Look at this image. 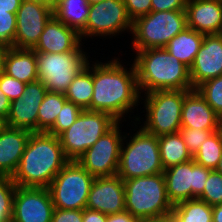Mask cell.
I'll return each mask as SVG.
<instances>
[{"mask_svg":"<svg viewBox=\"0 0 222 222\" xmlns=\"http://www.w3.org/2000/svg\"><path fill=\"white\" fill-rule=\"evenodd\" d=\"M29 1L39 2L48 6V0H29Z\"/></svg>","mask_w":222,"mask_h":222,"instance_id":"f5cc1de1","label":"cell"},{"mask_svg":"<svg viewBox=\"0 0 222 222\" xmlns=\"http://www.w3.org/2000/svg\"><path fill=\"white\" fill-rule=\"evenodd\" d=\"M193 89L204 82L222 76V37L205 34L199 51L189 68Z\"/></svg>","mask_w":222,"mask_h":222,"instance_id":"ac0fdd59","label":"cell"},{"mask_svg":"<svg viewBox=\"0 0 222 222\" xmlns=\"http://www.w3.org/2000/svg\"><path fill=\"white\" fill-rule=\"evenodd\" d=\"M212 222H222V203L212 206Z\"/></svg>","mask_w":222,"mask_h":222,"instance_id":"bcb514c9","label":"cell"},{"mask_svg":"<svg viewBox=\"0 0 222 222\" xmlns=\"http://www.w3.org/2000/svg\"><path fill=\"white\" fill-rule=\"evenodd\" d=\"M119 58L114 56L104 63L98 59L93 61L91 110L106 112L119 122H126L125 117L129 116L131 123H134L138 114L131 116V113H134L136 108L138 110V106L141 105L138 104L141 102V94L138 89L136 68L131 60L132 64L128 63L130 68H127L128 64L125 67V63L122 62L124 60L120 62Z\"/></svg>","mask_w":222,"mask_h":222,"instance_id":"6da1fadb","label":"cell"},{"mask_svg":"<svg viewBox=\"0 0 222 222\" xmlns=\"http://www.w3.org/2000/svg\"><path fill=\"white\" fill-rule=\"evenodd\" d=\"M84 43L75 29L69 28L53 15L33 50L42 53H67L81 51L85 47Z\"/></svg>","mask_w":222,"mask_h":222,"instance_id":"d6986e66","label":"cell"},{"mask_svg":"<svg viewBox=\"0 0 222 222\" xmlns=\"http://www.w3.org/2000/svg\"><path fill=\"white\" fill-rule=\"evenodd\" d=\"M187 28L185 10L151 11L133 21L131 49L136 51L164 48L169 41Z\"/></svg>","mask_w":222,"mask_h":222,"instance_id":"52a82bcc","label":"cell"},{"mask_svg":"<svg viewBox=\"0 0 222 222\" xmlns=\"http://www.w3.org/2000/svg\"><path fill=\"white\" fill-rule=\"evenodd\" d=\"M89 9L87 0H62L53 8V15L80 34L86 27Z\"/></svg>","mask_w":222,"mask_h":222,"instance_id":"4316f807","label":"cell"},{"mask_svg":"<svg viewBox=\"0 0 222 222\" xmlns=\"http://www.w3.org/2000/svg\"><path fill=\"white\" fill-rule=\"evenodd\" d=\"M220 116L205 101L197 89L184 96L181 112V127L218 131Z\"/></svg>","mask_w":222,"mask_h":222,"instance_id":"ffe728a7","label":"cell"},{"mask_svg":"<svg viewBox=\"0 0 222 222\" xmlns=\"http://www.w3.org/2000/svg\"><path fill=\"white\" fill-rule=\"evenodd\" d=\"M132 62L137 73L141 95L156 90L193 89L189 68L165 48H150L135 52Z\"/></svg>","mask_w":222,"mask_h":222,"instance_id":"3957f363","label":"cell"},{"mask_svg":"<svg viewBox=\"0 0 222 222\" xmlns=\"http://www.w3.org/2000/svg\"><path fill=\"white\" fill-rule=\"evenodd\" d=\"M187 27L203 34H218L222 26V2L187 0Z\"/></svg>","mask_w":222,"mask_h":222,"instance_id":"44dd1931","label":"cell"},{"mask_svg":"<svg viewBox=\"0 0 222 222\" xmlns=\"http://www.w3.org/2000/svg\"><path fill=\"white\" fill-rule=\"evenodd\" d=\"M9 47L0 43V74L4 72V60Z\"/></svg>","mask_w":222,"mask_h":222,"instance_id":"7dc6e473","label":"cell"},{"mask_svg":"<svg viewBox=\"0 0 222 222\" xmlns=\"http://www.w3.org/2000/svg\"><path fill=\"white\" fill-rule=\"evenodd\" d=\"M82 109L73 102L66 101L59 112L54 125L47 131L51 135L58 137L67 130L77 119Z\"/></svg>","mask_w":222,"mask_h":222,"instance_id":"d6a6232c","label":"cell"},{"mask_svg":"<svg viewBox=\"0 0 222 222\" xmlns=\"http://www.w3.org/2000/svg\"><path fill=\"white\" fill-rule=\"evenodd\" d=\"M218 131L221 133V136H222V116H221L220 119H219V128H218Z\"/></svg>","mask_w":222,"mask_h":222,"instance_id":"816d5d0a","label":"cell"},{"mask_svg":"<svg viewBox=\"0 0 222 222\" xmlns=\"http://www.w3.org/2000/svg\"><path fill=\"white\" fill-rule=\"evenodd\" d=\"M68 162L58 137L47 132H34L11 178L16 186L48 188Z\"/></svg>","mask_w":222,"mask_h":222,"instance_id":"7a4b0ae2","label":"cell"},{"mask_svg":"<svg viewBox=\"0 0 222 222\" xmlns=\"http://www.w3.org/2000/svg\"><path fill=\"white\" fill-rule=\"evenodd\" d=\"M22 0H0V11L17 13Z\"/></svg>","mask_w":222,"mask_h":222,"instance_id":"7bdbcfd3","label":"cell"},{"mask_svg":"<svg viewBox=\"0 0 222 222\" xmlns=\"http://www.w3.org/2000/svg\"><path fill=\"white\" fill-rule=\"evenodd\" d=\"M88 54L85 47L67 53L36 52L38 80L48 91L64 94L73 78L90 60Z\"/></svg>","mask_w":222,"mask_h":222,"instance_id":"9c48e42d","label":"cell"},{"mask_svg":"<svg viewBox=\"0 0 222 222\" xmlns=\"http://www.w3.org/2000/svg\"><path fill=\"white\" fill-rule=\"evenodd\" d=\"M187 0H151V11L185 10Z\"/></svg>","mask_w":222,"mask_h":222,"instance_id":"f35d334b","label":"cell"},{"mask_svg":"<svg viewBox=\"0 0 222 222\" xmlns=\"http://www.w3.org/2000/svg\"><path fill=\"white\" fill-rule=\"evenodd\" d=\"M204 35L187 27L174 36L164 48L190 68L202 44Z\"/></svg>","mask_w":222,"mask_h":222,"instance_id":"cb8c5ba5","label":"cell"},{"mask_svg":"<svg viewBox=\"0 0 222 222\" xmlns=\"http://www.w3.org/2000/svg\"><path fill=\"white\" fill-rule=\"evenodd\" d=\"M124 134L117 175L122 180L162 173L164 171L158 136L152 135L134 122ZM135 125V127H134ZM136 128V129H135ZM138 129V130H137ZM135 133H133V132Z\"/></svg>","mask_w":222,"mask_h":222,"instance_id":"277c9868","label":"cell"},{"mask_svg":"<svg viewBox=\"0 0 222 222\" xmlns=\"http://www.w3.org/2000/svg\"><path fill=\"white\" fill-rule=\"evenodd\" d=\"M91 60L93 59L91 58L86 66L73 78L64 93L67 101L73 102L82 110H91L93 96V61Z\"/></svg>","mask_w":222,"mask_h":222,"instance_id":"d4e9b609","label":"cell"},{"mask_svg":"<svg viewBox=\"0 0 222 222\" xmlns=\"http://www.w3.org/2000/svg\"><path fill=\"white\" fill-rule=\"evenodd\" d=\"M140 222H177L174 214L171 212L166 215L158 216V217H151L140 220Z\"/></svg>","mask_w":222,"mask_h":222,"instance_id":"f6af8a7d","label":"cell"},{"mask_svg":"<svg viewBox=\"0 0 222 222\" xmlns=\"http://www.w3.org/2000/svg\"><path fill=\"white\" fill-rule=\"evenodd\" d=\"M222 156V136L219 131L213 132L201 144L193 155V160L205 168L216 170Z\"/></svg>","mask_w":222,"mask_h":222,"instance_id":"f546056e","label":"cell"},{"mask_svg":"<svg viewBox=\"0 0 222 222\" xmlns=\"http://www.w3.org/2000/svg\"><path fill=\"white\" fill-rule=\"evenodd\" d=\"M66 101L62 93L51 91L46 93L38 110L37 132H47L54 125Z\"/></svg>","mask_w":222,"mask_h":222,"instance_id":"f1b7e54d","label":"cell"},{"mask_svg":"<svg viewBox=\"0 0 222 222\" xmlns=\"http://www.w3.org/2000/svg\"><path fill=\"white\" fill-rule=\"evenodd\" d=\"M95 177L78 161H69L49 185L54 207L65 210H83Z\"/></svg>","mask_w":222,"mask_h":222,"instance_id":"30bf717a","label":"cell"},{"mask_svg":"<svg viewBox=\"0 0 222 222\" xmlns=\"http://www.w3.org/2000/svg\"><path fill=\"white\" fill-rule=\"evenodd\" d=\"M83 222H107V215L99 211L83 209Z\"/></svg>","mask_w":222,"mask_h":222,"instance_id":"60d3db41","label":"cell"},{"mask_svg":"<svg viewBox=\"0 0 222 222\" xmlns=\"http://www.w3.org/2000/svg\"><path fill=\"white\" fill-rule=\"evenodd\" d=\"M189 90H156L141 96L145 108L144 117L135 121L146 132L161 136L176 133L181 129V112L184 96ZM141 118V119H140ZM142 122H141V121ZM145 120V121H144Z\"/></svg>","mask_w":222,"mask_h":222,"instance_id":"8992f818","label":"cell"},{"mask_svg":"<svg viewBox=\"0 0 222 222\" xmlns=\"http://www.w3.org/2000/svg\"><path fill=\"white\" fill-rule=\"evenodd\" d=\"M10 104L11 101L6 95L3 94L2 90L0 89V116L4 117L5 119L8 118L10 112Z\"/></svg>","mask_w":222,"mask_h":222,"instance_id":"ee69618b","label":"cell"},{"mask_svg":"<svg viewBox=\"0 0 222 222\" xmlns=\"http://www.w3.org/2000/svg\"><path fill=\"white\" fill-rule=\"evenodd\" d=\"M4 73L25 84L37 81L36 52L9 47L4 60Z\"/></svg>","mask_w":222,"mask_h":222,"instance_id":"603a6c76","label":"cell"},{"mask_svg":"<svg viewBox=\"0 0 222 222\" xmlns=\"http://www.w3.org/2000/svg\"><path fill=\"white\" fill-rule=\"evenodd\" d=\"M87 1L91 5V4H95V3H98V2H101V1H104V0H87Z\"/></svg>","mask_w":222,"mask_h":222,"instance_id":"db71d44e","label":"cell"},{"mask_svg":"<svg viewBox=\"0 0 222 222\" xmlns=\"http://www.w3.org/2000/svg\"><path fill=\"white\" fill-rule=\"evenodd\" d=\"M124 4L132 22L151 12V0H124Z\"/></svg>","mask_w":222,"mask_h":222,"instance_id":"74e56055","label":"cell"},{"mask_svg":"<svg viewBox=\"0 0 222 222\" xmlns=\"http://www.w3.org/2000/svg\"><path fill=\"white\" fill-rule=\"evenodd\" d=\"M119 121L106 112L82 110L75 122L58 138L69 161H77Z\"/></svg>","mask_w":222,"mask_h":222,"instance_id":"ba28073f","label":"cell"},{"mask_svg":"<svg viewBox=\"0 0 222 222\" xmlns=\"http://www.w3.org/2000/svg\"><path fill=\"white\" fill-rule=\"evenodd\" d=\"M212 169L191 161L174 165L163 171L168 200L175 205L181 201L198 198Z\"/></svg>","mask_w":222,"mask_h":222,"instance_id":"4fadbf2b","label":"cell"},{"mask_svg":"<svg viewBox=\"0 0 222 222\" xmlns=\"http://www.w3.org/2000/svg\"><path fill=\"white\" fill-rule=\"evenodd\" d=\"M180 133L187 149L193 156L199 150L204 140H206L213 132L211 130L181 127Z\"/></svg>","mask_w":222,"mask_h":222,"instance_id":"d590c367","label":"cell"},{"mask_svg":"<svg viewBox=\"0 0 222 222\" xmlns=\"http://www.w3.org/2000/svg\"><path fill=\"white\" fill-rule=\"evenodd\" d=\"M3 222H12V219H9V220H7V221H3Z\"/></svg>","mask_w":222,"mask_h":222,"instance_id":"9f6ffc18","label":"cell"},{"mask_svg":"<svg viewBox=\"0 0 222 222\" xmlns=\"http://www.w3.org/2000/svg\"><path fill=\"white\" fill-rule=\"evenodd\" d=\"M86 208L106 215L126 211L123 180L117 174L95 177L88 195Z\"/></svg>","mask_w":222,"mask_h":222,"instance_id":"e0dca14e","label":"cell"},{"mask_svg":"<svg viewBox=\"0 0 222 222\" xmlns=\"http://www.w3.org/2000/svg\"><path fill=\"white\" fill-rule=\"evenodd\" d=\"M211 206L222 203V174L212 170L206 180L203 193L198 197Z\"/></svg>","mask_w":222,"mask_h":222,"instance_id":"836d02e7","label":"cell"},{"mask_svg":"<svg viewBox=\"0 0 222 222\" xmlns=\"http://www.w3.org/2000/svg\"><path fill=\"white\" fill-rule=\"evenodd\" d=\"M121 125L122 122H118L77 160L90 175L105 177L117 174L125 134Z\"/></svg>","mask_w":222,"mask_h":222,"instance_id":"7c38bea8","label":"cell"},{"mask_svg":"<svg viewBox=\"0 0 222 222\" xmlns=\"http://www.w3.org/2000/svg\"><path fill=\"white\" fill-rule=\"evenodd\" d=\"M52 16L51 7L35 1L22 0L16 13L14 48L33 49Z\"/></svg>","mask_w":222,"mask_h":222,"instance_id":"9a60e30c","label":"cell"},{"mask_svg":"<svg viewBox=\"0 0 222 222\" xmlns=\"http://www.w3.org/2000/svg\"><path fill=\"white\" fill-rule=\"evenodd\" d=\"M16 13L0 11V43L14 47Z\"/></svg>","mask_w":222,"mask_h":222,"instance_id":"e575fe53","label":"cell"},{"mask_svg":"<svg viewBox=\"0 0 222 222\" xmlns=\"http://www.w3.org/2000/svg\"><path fill=\"white\" fill-rule=\"evenodd\" d=\"M125 209L137 220L158 217L172 212L173 205L166 194L163 172L123 180Z\"/></svg>","mask_w":222,"mask_h":222,"instance_id":"5b68a950","label":"cell"},{"mask_svg":"<svg viewBox=\"0 0 222 222\" xmlns=\"http://www.w3.org/2000/svg\"><path fill=\"white\" fill-rule=\"evenodd\" d=\"M172 213L177 222H212V206L198 198L173 205Z\"/></svg>","mask_w":222,"mask_h":222,"instance_id":"83f0119b","label":"cell"},{"mask_svg":"<svg viewBox=\"0 0 222 222\" xmlns=\"http://www.w3.org/2000/svg\"><path fill=\"white\" fill-rule=\"evenodd\" d=\"M61 1L62 0H48V6L53 9Z\"/></svg>","mask_w":222,"mask_h":222,"instance_id":"c3c4849f","label":"cell"},{"mask_svg":"<svg viewBox=\"0 0 222 222\" xmlns=\"http://www.w3.org/2000/svg\"><path fill=\"white\" fill-rule=\"evenodd\" d=\"M133 22L128 16L124 0H104L90 5L85 29L80 33L82 42L91 38H106L131 34ZM87 38V39H86Z\"/></svg>","mask_w":222,"mask_h":222,"instance_id":"8fae6325","label":"cell"},{"mask_svg":"<svg viewBox=\"0 0 222 222\" xmlns=\"http://www.w3.org/2000/svg\"><path fill=\"white\" fill-rule=\"evenodd\" d=\"M216 171L220 172L222 174V156L220 158L219 164L216 168Z\"/></svg>","mask_w":222,"mask_h":222,"instance_id":"f907efd6","label":"cell"},{"mask_svg":"<svg viewBox=\"0 0 222 222\" xmlns=\"http://www.w3.org/2000/svg\"><path fill=\"white\" fill-rule=\"evenodd\" d=\"M31 133L9 126L0 131V174L13 176Z\"/></svg>","mask_w":222,"mask_h":222,"instance_id":"7402d4cb","label":"cell"},{"mask_svg":"<svg viewBox=\"0 0 222 222\" xmlns=\"http://www.w3.org/2000/svg\"><path fill=\"white\" fill-rule=\"evenodd\" d=\"M47 92L39 80L27 83L21 97L11 101L7 126L37 132L38 110Z\"/></svg>","mask_w":222,"mask_h":222,"instance_id":"2e32d148","label":"cell"},{"mask_svg":"<svg viewBox=\"0 0 222 222\" xmlns=\"http://www.w3.org/2000/svg\"><path fill=\"white\" fill-rule=\"evenodd\" d=\"M198 92L203 96L205 101L213 108V110L222 116V76L210 79L197 88Z\"/></svg>","mask_w":222,"mask_h":222,"instance_id":"1f68e13d","label":"cell"},{"mask_svg":"<svg viewBox=\"0 0 222 222\" xmlns=\"http://www.w3.org/2000/svg\"><path fill=\"white\" fill-rule=\"evenodd\" d=\"M83 210H65L55 208L51 222H83Z\"/></svg>","mask_w":222,"mask_h":222,"instance_id":"ab89813d","label":"cell"},{"mask_svg":"<svg viewBox=\"0 0 222 222\" xmlns=\"http://www.w3.org/2000/svg\"><path fill=\"white\" fill-rule=\"evenodd\" d=\"M7 126L6 119L0 116V131L3 130Z\"/></svg>","mask_w":222,"mask_h":222,"instance_id":"681fc988","label":"cell"},{"mask_svg":"<svg viewBox=\"0 0 222 222\" xmlns=\"http://www.w3.org/2000/svg\"><path fill=\"white\" fill-rule=\"evenodd\" d=\"M26 84L13 78L4 72L0 74V89L10 101L19 99L24 93Z\"/></svg>","mask_w":222,"mask_h":222,"instance_id":"8d00e7d4","label":"cell"},{"mask_svg":"<svg viewBox=\"0 0 222 222\" xmlns=\"http://www.w3.org/2000/svg\"><path fill=\"white\" fill-rule=\"evenodd\" d=\"M15 189L11 176L0 174V222L12 219Z\"/></svg>","mask_w":222,"mask_h":222,"instance_id":"4dcf8cb0","label":"cell"},{"mask_svg":"<svg viewBox=\"0 0 222 222\" xmlns=\"http://www.w3.org/2000/svg\"><path fill=\"white\" fill-rule=\"evenodd\" d=\"M159 152L164 170L193 159L180 131L158 136Z\"/></svg>","mask_w":222,"mask_h":222,"instance_id":"484cf974","label":"cell"},{"mask_svg":"<svg viewBox=\"0 0 222 222\" xmlns=\"http://www.w3.org/2000/svg\"><path fill=\"white\" fill-rule=\"evenodd\" d=\"M218 34L222 37V26Z\"/></svg>","mask_w":222,"mask_h":222,"instance_id":"11a10c76","label":"cell"},{"mask_svg":"<svg viewBox=\"0 0 222 222\" xmlns=\"http://www.w3.org/2000/svg\"><path fill=\"white\" fill-rule=\"evenodd\" d=\"M54 209L48 188L16 186L12 222H51Z\"/></svg>","mask_w":222,"mask_h":222,"instance_id":"5bb4252c","label":"cell"},{"mask_svg":"<svg viewBox=\"0 0 222 222\" xmlns=\"http://www.w3.org/2000/svg\"><path fill=\"white\" fill-rule=\"evenodd\" d=\"M107 222H140V220H137L129 212L124 211L116 214H108Z\"/></svg>","mask_w":222,"mask_h":222,"instance_id":"b9f144b4","label":"cell"}]
</instances>
